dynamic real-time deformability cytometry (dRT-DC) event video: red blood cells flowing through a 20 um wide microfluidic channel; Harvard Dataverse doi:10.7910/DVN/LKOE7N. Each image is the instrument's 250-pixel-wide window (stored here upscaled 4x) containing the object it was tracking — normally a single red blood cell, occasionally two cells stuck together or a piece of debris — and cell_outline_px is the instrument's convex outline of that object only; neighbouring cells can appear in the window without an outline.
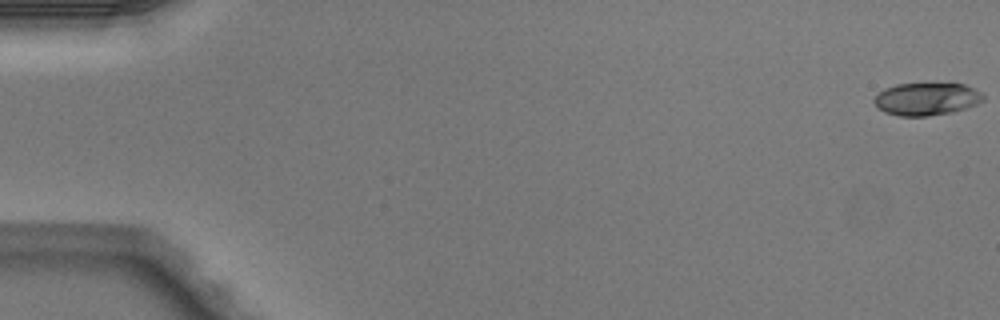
{"species": "Egyptian fruit bat (a non-hibernating species)", "species_latin": "Rousettus aegyptiacus", "temperature_condition": "warm", "stored_images_in_passage": 4, "camera_frame_rate_fps": 3000, "um_per_image_px": 0.085, "animal": {"sex": "male"}, "frame": {"image": 1, "passage_image": 1, "time_ms": 0.0, "image_size_px": [1000, 320], "cell_outline_px": [[984, 100], [976, 104], [952, 112], [928, 116], [900, 116], [884, 112], [876, 108], [872, 100], [884, 88], [896, 84], [964, 84], [980, 92], [984, 96]], "centroid_in_image_um": [78.71, 8.42], "position_along_channel_um": 6.3, "area_um2": 20.63}}
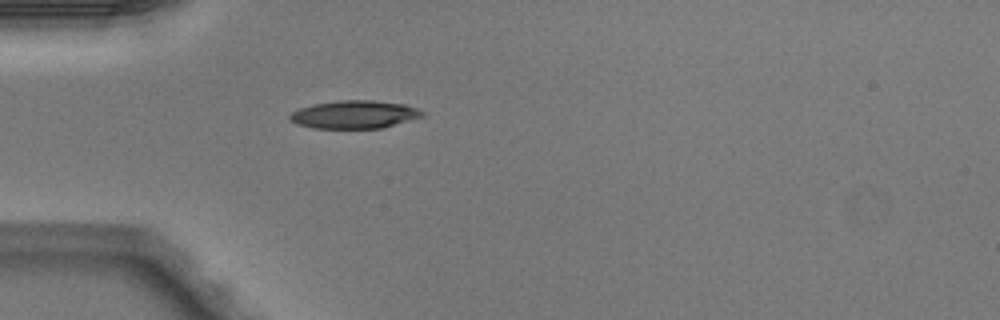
{"frame": {"image": 2, "passage_image": 4, "time_ms": 1.0, "image_size_px": [1000, 320], "cell_outline_px": [[424, 116], [380, 128], [312, 128], [296, 124], [288, 120], [288, 116], [292, 112], [300, 108], [316, 104], [340, 100], [372, 100], [404, 104], [416, 108], [424, 112]], "centroid_in_image_um": [30.09, 9.73], "position_along_channel_um": 54.9, "area_um2": 21.44}}